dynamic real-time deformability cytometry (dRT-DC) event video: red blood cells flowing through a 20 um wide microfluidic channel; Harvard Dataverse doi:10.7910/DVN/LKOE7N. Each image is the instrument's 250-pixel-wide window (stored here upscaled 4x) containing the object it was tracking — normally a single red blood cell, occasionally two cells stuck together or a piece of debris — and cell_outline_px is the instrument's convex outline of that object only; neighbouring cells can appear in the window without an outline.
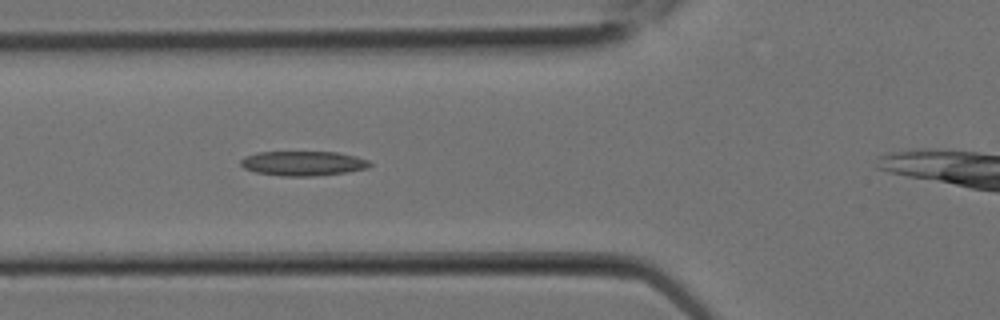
{"species": "Egyptian fruit bat (a non-hibernating species)", "species_latin": "Rousettus aegyptiacus", "temperature_condition": "room temperature", "stored_images_in_passage": 5, "camera_frame_rate_fps": 3000, "um_per_image_px": 0.085, "animal": {"sex": "female"}, "frame": {"image": 1, "passage_image": 3, "time_ms": 0.667, "image_size_px": [1000, 320], "cell_outline_px": [[372, 164], [368, 168], [344, 172], [312, 176], [284, 176], [256, 172], [244, 168], [240, 164], [240, 160], [244, 156], [256, 152], [336, 152], [356, 156], [368, 160]], "centroid_in_image_um": [25.74, 13.88], "position_along_channel_um": 100.1, "area_um2": 18.44}}
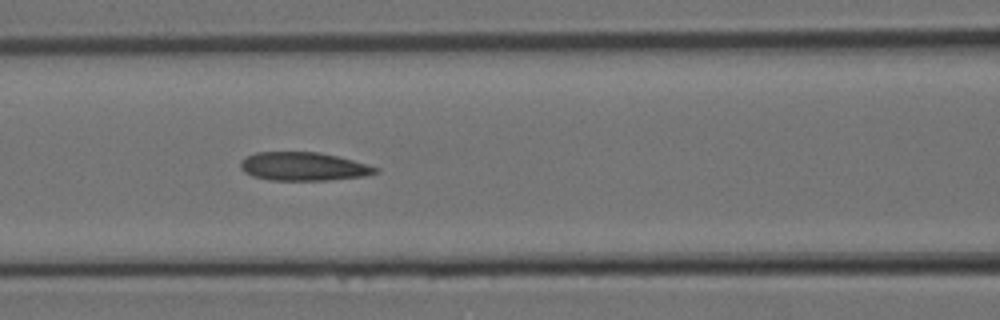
{"frame": {"image": 2, "passage_image": 5, "time_ms": 1.333, "image_size_px": [1000, 320], "cell_outline_px": [[380, 172], [364, 176], [328, 180], [268, 180], [252, 176], [244, 172], [240, 168], [240, 160], [256, 152], [320, 152], [340, 156], [368, 164], [380, 168]], "centroid_in_image_um": [25.82, 14.15], "position_along_channel_um": 140.8, "area_um2": 22.66}}